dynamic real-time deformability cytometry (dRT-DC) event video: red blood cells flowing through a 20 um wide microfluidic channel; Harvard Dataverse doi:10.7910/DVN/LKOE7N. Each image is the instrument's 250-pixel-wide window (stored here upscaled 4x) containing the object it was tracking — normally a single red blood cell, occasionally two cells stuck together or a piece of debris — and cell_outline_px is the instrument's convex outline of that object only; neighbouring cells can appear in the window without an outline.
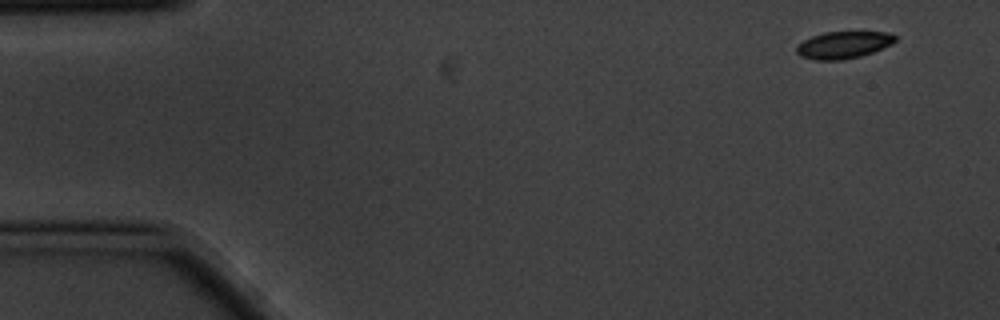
{"species": "common noctule bat (a hibernating species)", "species_latin": "Nyctalus noctula", "temperature_condition": "cold", "stored_images_in_passage": 3, "camera_frame_rate_fps": 3000, "um_per_image_px": 0.085, "animal": {"sex": "male", "body_mass_g": 20.1, "forearm_length_mm": 53.5}, "frame": {"image": 1, "passage_image": 1, "time_ms": 0.0, "image_size_px": [1000, 320], "cell_outline_px": [[896, 40], [892, 44], [872, 52], [860, 56], [840, 60], [816, 60], [800, 56], [796, 52], [796, 44], [812, 36], [824, 32], [888, 32], [896, 36]], "centroid_in_image_um": [71.67, 3.81], "position_along_channel_um": 13.3, "area_um2": 15.55}}